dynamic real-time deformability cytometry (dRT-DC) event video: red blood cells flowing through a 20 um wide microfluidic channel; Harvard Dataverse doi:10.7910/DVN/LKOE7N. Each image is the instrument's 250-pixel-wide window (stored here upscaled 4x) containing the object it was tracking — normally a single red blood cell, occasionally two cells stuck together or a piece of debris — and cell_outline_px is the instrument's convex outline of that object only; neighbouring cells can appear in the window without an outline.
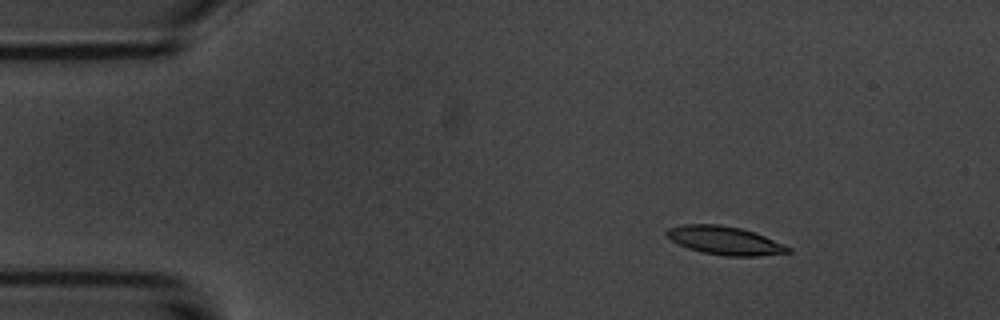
{"species": "common noctule bat (a hibernating species)", "species_latin": "Nyctalus noctula", "temperature_condition": "room temperature", "stored_images_in_passage": 5, "camera_frame_rate_fps": 3000, "um_per_image_px": 0.085, "animal": {"sex": "male", "body_mass_g": 20.1, "forearm_length_mm": 53.5}, "frame": {"image": 1, "passage_image": 2, "time_ms": 2.0, "image_size_px": [1000, 320], "cell_outline_px": [[792, 252], [760, 256], [724, 256], [700, 252], [688, 248], [672, 240], [664, 232], [668, 228], [684, 224], [720, 224], [740, 228], [764, 236], [784, 244], [792, 248]], "centroid_in_image_um": [61.62, 20.45], "position_along_channel_um": 23.4, "area_um2": 20.06}}